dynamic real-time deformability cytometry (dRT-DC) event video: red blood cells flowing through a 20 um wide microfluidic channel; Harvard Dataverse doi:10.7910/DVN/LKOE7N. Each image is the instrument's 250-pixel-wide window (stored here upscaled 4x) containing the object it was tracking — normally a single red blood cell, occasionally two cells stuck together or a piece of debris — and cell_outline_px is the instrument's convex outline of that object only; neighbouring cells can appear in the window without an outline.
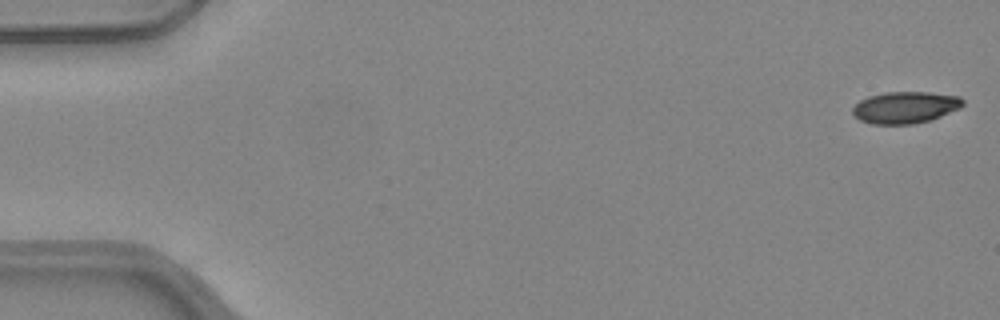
{"species": "common noctule bat (a hibernating species)", "species_latin": "Nyctalus noctula", "temperature_condition": "warm", "stored_images_in_passage": 51, "camera_frame_rate_fps": 3000, "um_per_image_px": 0.085, "animal": {"sex": "female", "body_mass_g": 24.6, "forearm_length_mm": 56.2}, "frame": {"image": 1, "passage_image": 1, "time_ms": 0.0, "image_size_px": [1000, 320], "cell_outline_px": [[964, 104], [960, 108], [940, 116], [928, 120], [912, 124], [872, 124], [860, 120], [852, 112], [852, 108], [860, 100], [868, 96], [884, 92], [928, 92], [960, 96], [964, 100]], "centroid_in_image_um": [76.94, 9.12], "position_along_channel_um": 8.1, "area_um2": 20.35}}
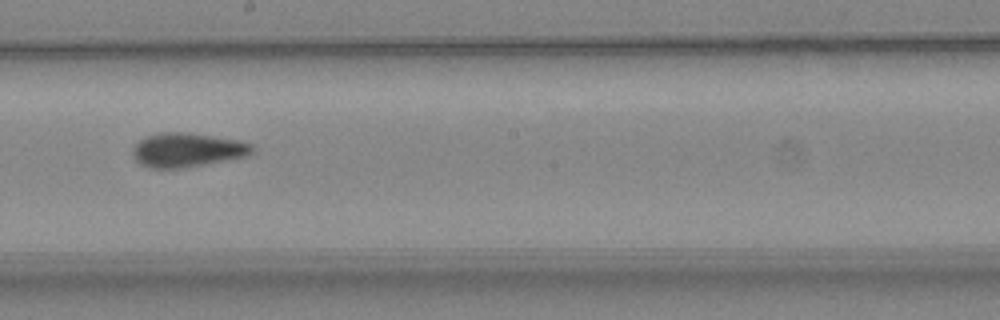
{"frame": {"image": 2, "passage_image": 29, "time_ms": 9.333, "image_size_px": [1000, 320], "cell_outline_px": [[252, 152], [244, 156], [204, 164], [180, 168], [148, 168], [140, 164], [132, 156], [132, 148], [144, 136], [160, 132], [184, 132], [212, 136], [236, 140], [252, 144]], "centroid_in_image_um": [15.82, 12.74], "position_along_channel_um": 232.4, "area_um2": 23.47}}
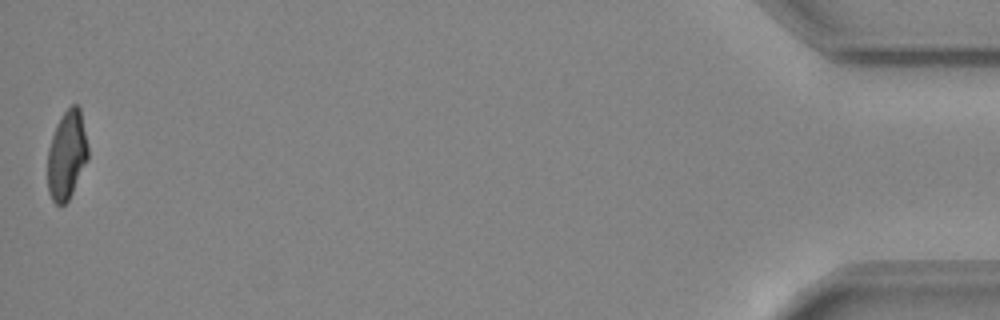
{"frame": {"image": 3, "passage_image": 51, "time_ms": 16.667, "image_size_px": [1000, 320], "cell_outline_px": [[88, 160], [68, 200], [64, 204], [56, 204], [52, 200], [48, 192], [48, 148], [56, 124], [60, 116], [72, 104], [76, 104], [80, 108], [88, 148]], "centroid_in_image_um": [5.67, 13.16], "position_along_channel_um": 429.5, "area_um2": 20.81}, "authors_computed_cell_mechanics": {"area_um2": 22.3108, "velocity_mm_per_s": 4.0141, "shape_relaxation_time_tau1_ms": 10.9644, "shape_relaxation_time_tau2_ms": 1.9655, "deformation_change_tau1": 0.26, "deformation_change_tau2": 0.0734}}